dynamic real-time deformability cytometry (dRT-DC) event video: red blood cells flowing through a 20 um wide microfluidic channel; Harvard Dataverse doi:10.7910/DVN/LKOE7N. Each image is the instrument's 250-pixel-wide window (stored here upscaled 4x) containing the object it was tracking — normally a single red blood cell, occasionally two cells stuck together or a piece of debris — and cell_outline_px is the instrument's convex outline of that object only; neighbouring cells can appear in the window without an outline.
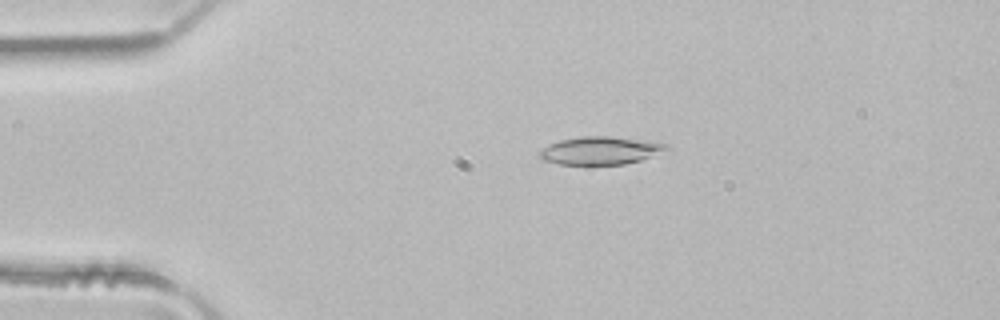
{"species": "common noctule bat (a hibernating species)", "species_latin": "Nyctalus noctula", "temperature_condition": "room temperature", "stored_images_in_passage": 4, "camera_frame_rate_fps": 3000, "um_per_image_px": 0.085, "animal": {"sex": "male", "body_mass_g": 21.5, "forearm_length_mm": 52.0}, "frame": {"image": 1, "passage_image": 3, "time_ms": 0.667, "image_size_px": [1000, 320], "cell_outline_px": [[672, 148], [640, 160], [624, 164], [560, 164], [544, 160], [540, 156], [540, 152], [548, 144], [560, 140], [580, 136], [608, 136], [668, 144]], "centroid_in_image_um": [51.03, 12.79], "position_along_channel_um": 34.0, "area_um2": 20.23}}